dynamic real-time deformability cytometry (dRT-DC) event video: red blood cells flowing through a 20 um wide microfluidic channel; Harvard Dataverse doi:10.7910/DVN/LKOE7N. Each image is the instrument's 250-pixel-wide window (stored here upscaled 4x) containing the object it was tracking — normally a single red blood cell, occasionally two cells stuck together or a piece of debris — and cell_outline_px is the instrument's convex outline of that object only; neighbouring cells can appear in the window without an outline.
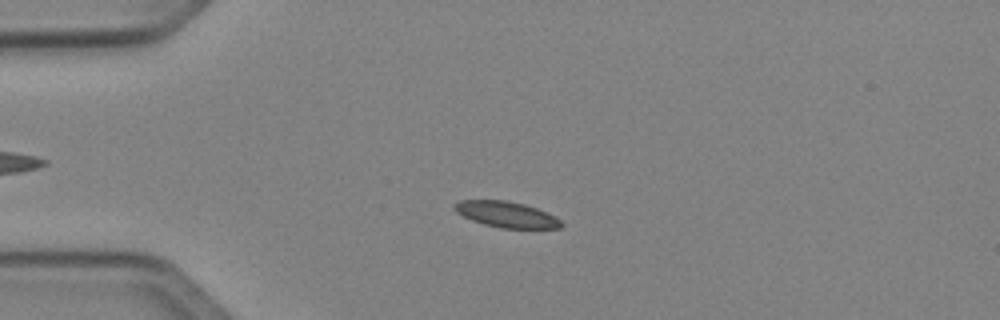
{"species": "Egyptian fruit bat (a non-hibernating species)", "species_latin": "Rousettus aegyptiacus", "temperature_condition": "cold", "stored_images_in_passage": 39, "camera_frame_rate_fps": 3000, "um_per_image_px": 0.085, "animal": {"sex": "female"}, "frame": {"image": 1, "passage_image": 1, "time_ms": 0.0, "image_size_px": [1000, 320], "cell_outline_px": [[564, 224], [560, 228], [500, 228], [484, 224], [472, 220], [456, 212], [452, 208], [452, 204], [460, 200], [508, 200], [524, 204], [536, 208], [556, 216]], "centroid_in_image_um": [43.03, 18.22], "position_along_channel_um": 42.0, "area_um2": 16.18}}
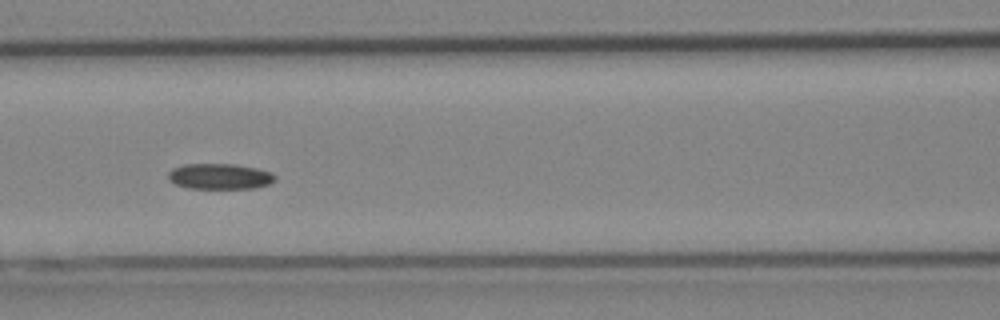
{"frame": {"image": 2, "passage_image": 11, "time_ms": 3.333, "image_size_px": [1000, 320], "cell_outline_px": [[276, 180], [268, 184], [252, 188], [188, 188], [176, 184], [168, 180], [168, 172], [172, 168], [184, 164], [236, 164], [256, 168], [272, 172], [276, 176]], "centroid_in_image_um": [18.67, 14.98], "position_along_channel_um": 147.9, "area_um2": 16.01}}
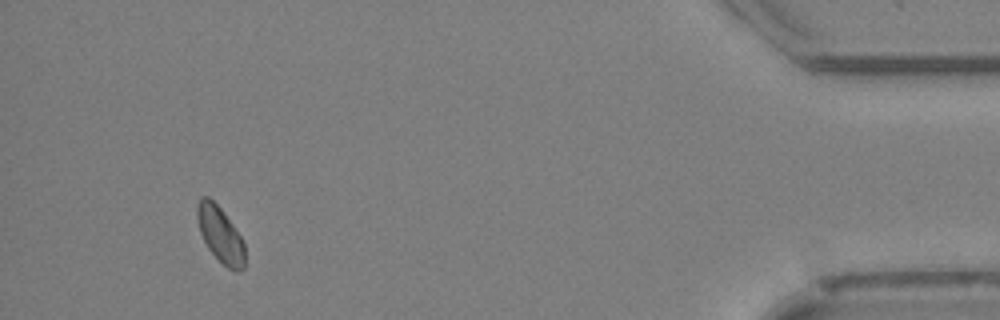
{"frame": {"image": 3, "passage_image": 36, "time_ms": 11.667, "image_size_px": [1000, 320], "cell_outline_px": [[244, 268], [240, 272], [236, 272], [228, 268], [208, 248], [200, 232], [196, 216], [196, 204], [200, 196], [208, 196], [220, 208], [232, 224], [240, 236], [244, 244]], "centroid_in_image_um": [18.7, 19.92], "position_along_channel_um": 416.5, "area_um2": 15.32}}